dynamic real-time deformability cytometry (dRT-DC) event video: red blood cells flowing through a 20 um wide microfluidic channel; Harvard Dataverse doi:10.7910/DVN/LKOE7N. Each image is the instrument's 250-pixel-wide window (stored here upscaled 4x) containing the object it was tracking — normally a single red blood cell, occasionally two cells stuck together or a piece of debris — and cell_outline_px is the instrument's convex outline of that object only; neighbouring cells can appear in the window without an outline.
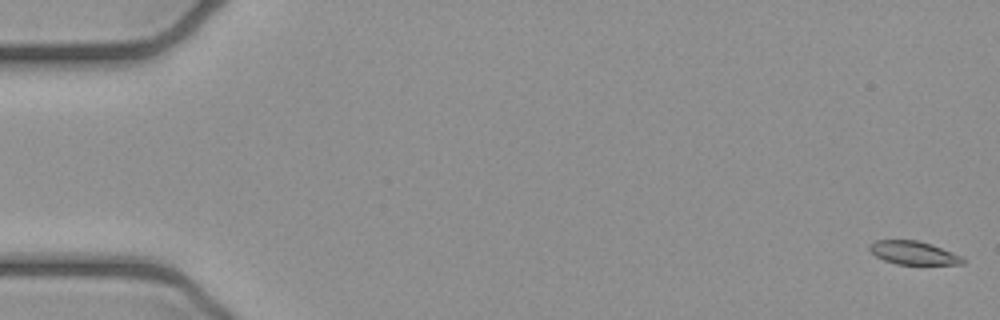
{"species": "common noctule bat (a hibernating species)", "species_latin": "Nyctalus noctula", "temperature_condition": "cold", "stored_images_in_passage": 4, "camera_frame_rate_fps": 3000, "um_per_image_px": 0.085, "animal": {"sex": "female", "body_mass_g": 21.9}, "frame": {"image": 1, "passage_image": 1, "time_ms": 0.0, "image_size_px": [1000, 320], "cell_outline_px": [[964, 264], [896, 264], [884, 260], [876, 256], [868, 248], [868, 244], [876, 240], [916, 240], [932, 244], [952, 252], [960, 256], [964, 260]], "centroid_in_image_um": [77.61, 21.48], "position_along_channel_um": 7.4, "area_um2": 12.6}}
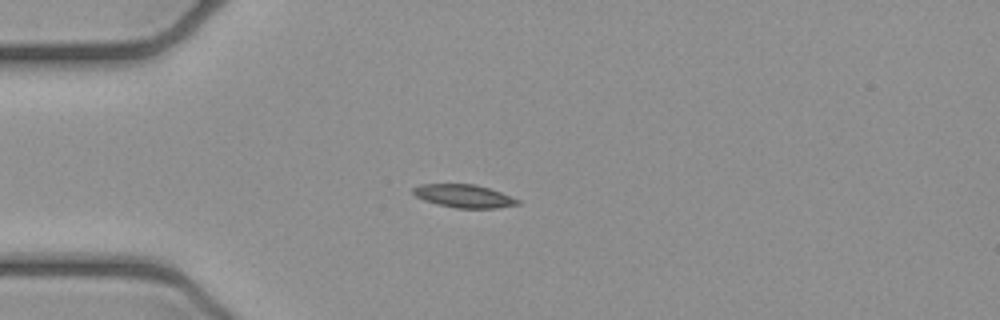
{"frame": {"image": 2, "passage_image": 4, "time_ms": 1.0, "image_size_px": [1000, 320], "cell_outline_px": [[520, 204], [496, 208], [456, 208], [436, 204], [424, 200], [416, 196], [412, 192], [412, 188], [420, 184], [476, 184], [500, 192], [520, 200]], "centroid_in_image_um": [39.41, 16.66], "position_along_channel_um": 45.6, "area_um2": 14.05}}